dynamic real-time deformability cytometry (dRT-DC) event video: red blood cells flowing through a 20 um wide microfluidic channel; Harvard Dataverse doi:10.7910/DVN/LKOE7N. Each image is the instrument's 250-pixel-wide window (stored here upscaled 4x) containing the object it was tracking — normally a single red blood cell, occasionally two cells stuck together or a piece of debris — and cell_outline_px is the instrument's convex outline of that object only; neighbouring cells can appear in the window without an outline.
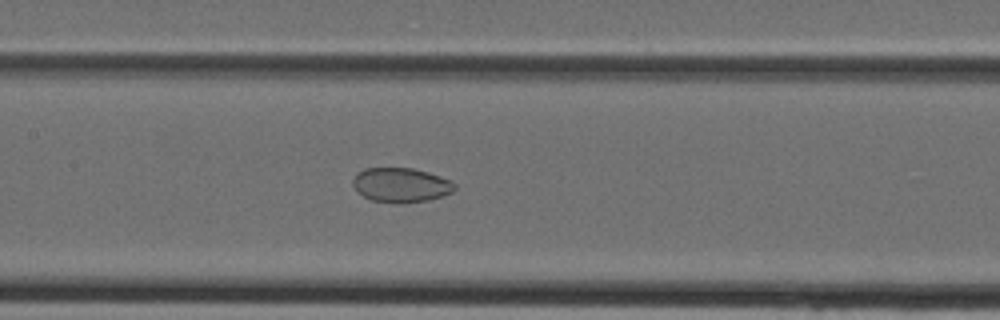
{"species": "Egyptian fruit bat (a non-hibernating species)", "species_latin": "Rousettus aegyptiacus", "temperature_condition": "cold", "stored_images_in_passage": 28, "camera_frame_rate_fps": 3000, "um_per_image_px": 0.085, "animal": {"sex": "female"}, "frame": {"image": 1, "passage_image": 9, "time_ms": 2.667, "image_size_px": [1000, 320], "cell_outline_px": [[456, 188], [452, 192], [428, 200], [396, 204], [392, 204], [372, 200], [356, 192], [352, 184], [352, 180], [364, 168], [412, 168], [428, 172], [440, 176], [456, 184]], "centroid_in_image_um": [34.06, 15.74], "position_along_channel_um": 173.3, "area_um2": 20.46}}
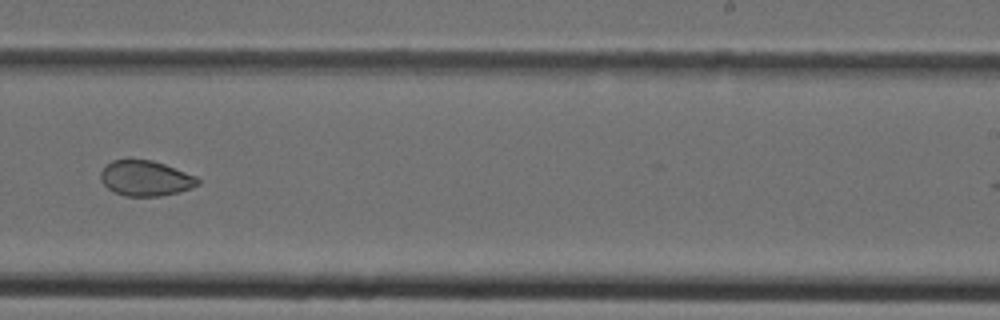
{"frame": {"image": 2, "passage_image": 15, "time_ms": 4.667, "image_size_px": [1000, 320], "cell_outline_px": [[200, 184], [192, 188], [180, 192], [160, 196], [124, 196], [108, 188], [100, 180], [100, 172], [112, 160], [152, 160], [164, 164], [196, 176], [200, 180]], "centroid_in_image_um": [12.4, 15.16], "position_along_channel_um": 276.6, "area_um2": 19.94}}
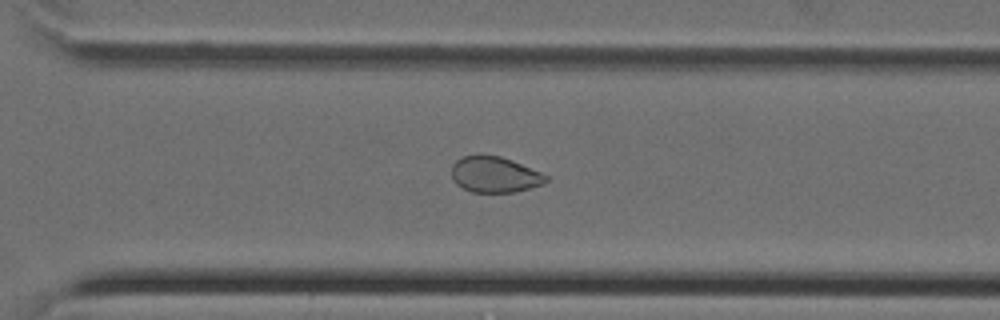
{"frame": {"image": 3, "passage_image": 18, "time_ms": 5.667, "image_size_px": [1000, 320], "cell_outline_px": [[548, 180], [544, 184], [512, 192], [472, 192], [456, 184], [452, 180], [452, 164], [460, 156], [480, 152], [500, 156], [512, 160], [540, 172], [548, 176]], "centroid_in_image_um": [41.99, 14.79], "position_along_channel_um": 328.6, "area_um2": 20.11}}